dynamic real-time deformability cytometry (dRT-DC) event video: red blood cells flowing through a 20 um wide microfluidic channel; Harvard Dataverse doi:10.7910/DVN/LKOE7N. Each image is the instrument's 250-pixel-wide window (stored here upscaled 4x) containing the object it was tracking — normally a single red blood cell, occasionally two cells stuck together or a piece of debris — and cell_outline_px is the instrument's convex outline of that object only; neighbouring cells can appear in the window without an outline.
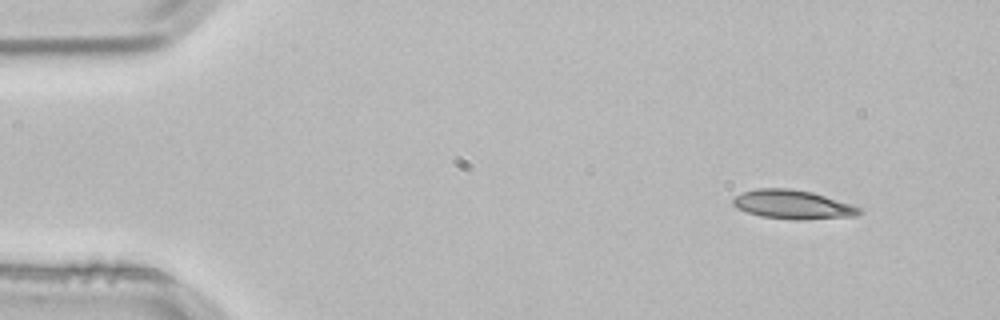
{"species": "common noctule bat (a hibernating species)", "species_latin": "Nyctalus noctula", "temperature_condition": "room temperature", "stored_images_in_passage": 4, "segment_of_instrument_passage": [1, 2], "camera_frame_rate_fps": 3000, "um_per_image_px": 0.085, "animal": {"sex": "male", "body_mass_g": 21.5, "forearm_length_mm": 52.0}, "frame": {"image": 1, "passage_image": 1, "time_ms": 0.0, "image_size_px": [1000, 320], "cell_outline_px": [[864, 212], [856, 216], [804, 220], [796, 220], [760, 216], [736, 208], [732, 204], [732, 200], [736, 196], [744, 192], [756, 188], [788, 188], [812, 192], [852, 204], [860, 208]], "centroid_in_image_um": [67.41, 17.39], "position_along_channel_um": 17.6, "area_um2": 21.39}}